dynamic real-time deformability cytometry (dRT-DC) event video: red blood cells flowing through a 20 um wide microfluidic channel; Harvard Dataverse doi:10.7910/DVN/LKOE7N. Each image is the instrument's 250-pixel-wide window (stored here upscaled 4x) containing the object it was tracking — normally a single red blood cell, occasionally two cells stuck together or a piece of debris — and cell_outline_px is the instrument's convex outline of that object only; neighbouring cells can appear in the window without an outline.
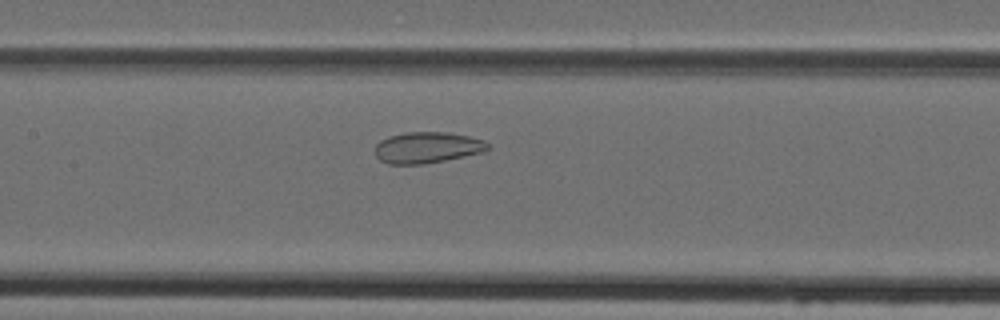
{"species": "Egyptian fruit bat (a non-hibernating species)", "species_latin": "Rousettus aegyptiacus", "temperature_condition": "cold", "stored_images_in_passage": 43, "camera_frame_rate_fps": 3000, "um_per_image_px": 0.085, "animal": {"sex": "female"}, "frame": {"image": 1, "passage_image": 17, "time_ms": 5.333, "image_size_px": [1000, 320], "cell_outline_px": [[488, 148], [484, 152], [424, 164], [388, 164], [380, 160], [376, 156], [376, 144], [380, 140], [388, 136], [404, 132], [448, 132], [468, 136], [484, 140], [488, 144]], "centroid_in_image_um": [36.29, 12.53], "position_along_channel_um": 171.1, "area_um2": 20.46}}
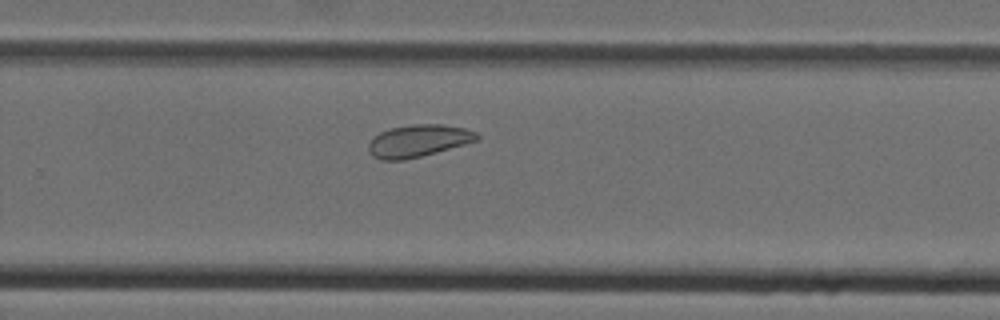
{"frame": {"image": 2, "passage_image": 26, "time_ms": 8.333, "image_size_px": [1000, 320], "cell_outline_px": [[480, 140], [420, 156], [404, 160], [380, 160], [372, 156], [368, 152], [368, 144], [380, 132], [392, 128], [412, 124], [440, 124], [464, 128], [476, 132], [480, 136]], "centroid_in_image_um": [35.56, 11.97], "position_along_channel_um": 294.2, "area_um2": 20.23}}
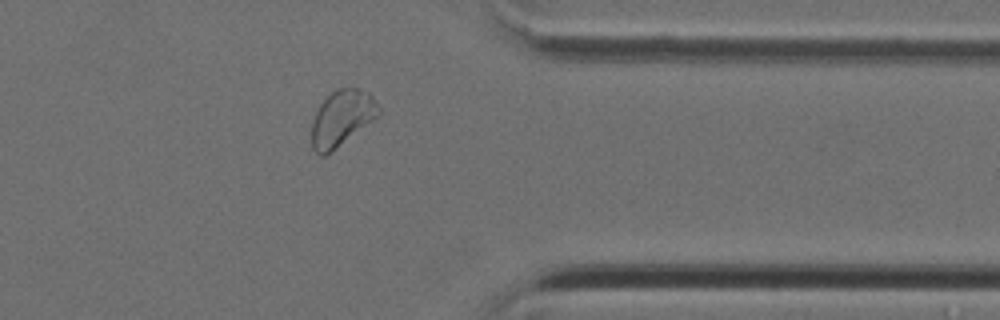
{"frame": {"image": 3, "passage_image": 33, "time_ms": 10.667, "image_size_px": [1000, 320], "cell_outline_px": [[380, 112], [372, 120], [332, 152], [324, 156], [320, 156], [312, 148], [312, 120], [320, 104], [332, 92], [340, 88], [360, 88], [368, 92], [372, 96], [380, 108]], "centroid_in_image_um": [29.03, 10.05], "position_along_channel_um": 382.4, "area_um2": 21.5}}